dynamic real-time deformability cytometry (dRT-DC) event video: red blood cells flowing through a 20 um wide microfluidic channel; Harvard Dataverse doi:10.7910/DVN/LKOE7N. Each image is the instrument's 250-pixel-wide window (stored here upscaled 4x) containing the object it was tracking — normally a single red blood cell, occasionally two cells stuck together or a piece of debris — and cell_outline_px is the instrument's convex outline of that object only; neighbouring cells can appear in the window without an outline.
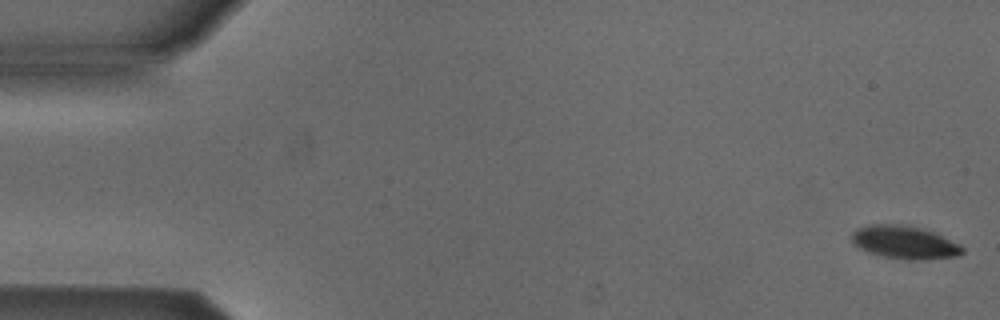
{"species": "Egyptian fruit bat (a non-hibernating species)", "species_latin": "Rousettus aegyptiacus", "temperature_condition": "cold", "stored_images_in_passage": 53, "camera_frame_rate_fps": 3000, "um_per_image_px": 0.085, "animal": {"sex": "male"}, "frame": {"image": 1, "passage_image": 1, "time_ms": 0.0, "image_size_px": [1000, 320], "cell_outline_px": [[964, 252], [960, 256], [928, 260], [908, 260], [884, 256], [868, 252], [860, 248], [852, 240], [852, 232], [856, 228], [872, 224], [900, 224], [920, 228], [932, 232], [960, 244], [964, 248]], "centroid_in_image_um": [76.92, 20.61], "position_along_channel_um": 8.1, "area_um2": 21.27}}
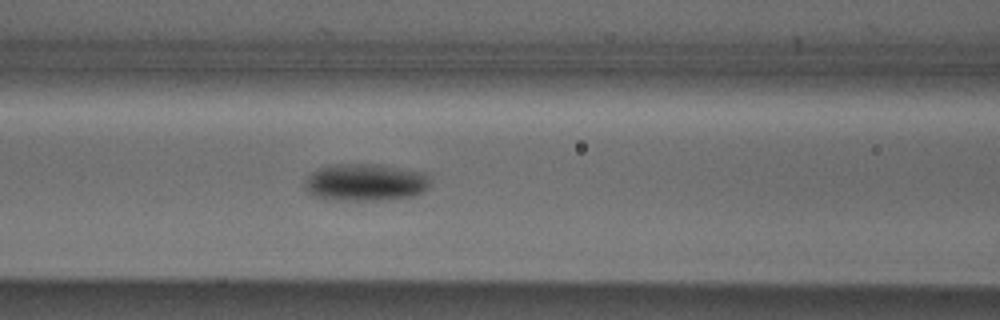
{"frame": {"image": 2, "passage_image": 22, "time_ms": 7.0, "image_size_px": [1000, 320], "cell_outline_px": [[428, 188], [424, 192], [412, 196], [380, 200], [328, 200], [316, 196], [308, 192], [304, 188], [304, 184], [308, 176], [312, 172], [320, 168], [332, 164], [380, 164], [424, 172], [428, 176]], "centroid_in_image_um": [31.05, 15.5], "position_along_channel_um": 135.6, "area_um2": 27.34}}
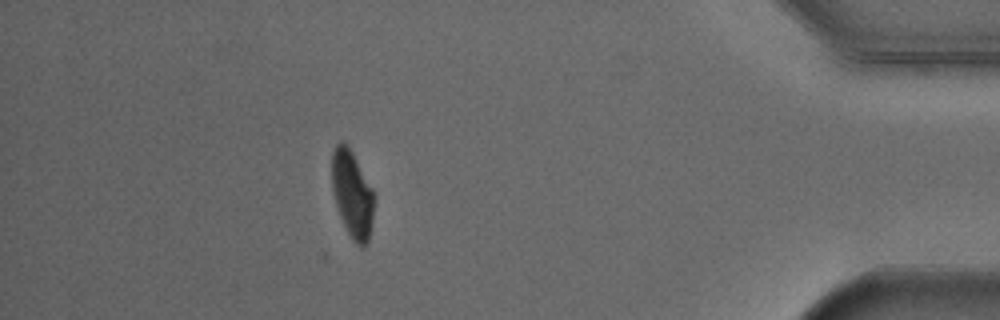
{"frame": {"image": 3, "passage_image": 47, "time_ms": 15.333, "image_size_px": [1000, 320], "cell_outline_px": [[376, 196], [372, 220], [368, 240], [364, 248], [360, 248], [352, 240], [340, 216], [336, 204], [332, 188], [332, 152], [336, 144], [340, 140], [344, 140], [348, 144], [372, 188]], "centroid_in_image_um": [29.95, 16.48], "position_along_channel_um": 405.3, "area_um2": 21.62}, "authors_computed_cell_mechanics": {"area_um2": 23.2356, "velocity_mm_per_s": 3.8505, "shape_relaxation_time_tau1_ms": 2.0798, "shape_relaxation_time_tau2_ms": null, "deformation_change_tau1": 0.1117, "deformation_change_tau2": null}}